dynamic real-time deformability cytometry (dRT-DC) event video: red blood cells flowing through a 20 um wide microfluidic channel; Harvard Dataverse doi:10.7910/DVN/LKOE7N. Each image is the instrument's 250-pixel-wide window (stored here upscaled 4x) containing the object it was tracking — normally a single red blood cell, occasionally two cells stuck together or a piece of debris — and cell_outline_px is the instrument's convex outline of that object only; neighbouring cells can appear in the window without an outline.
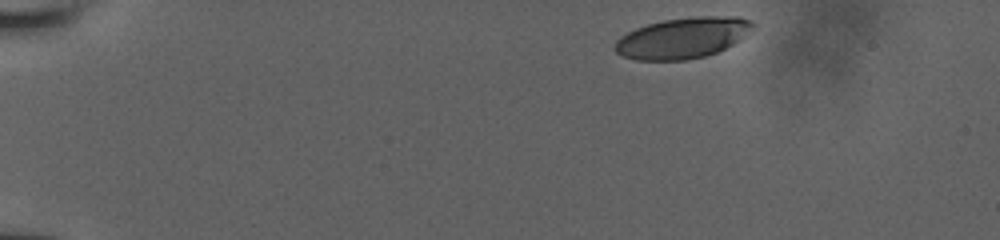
{"species": "human", "species_latin": "Homo sapiens", "temperature_condition": "room temperature", "stored_images_in_passage": 13, "camera_frame_rate_fps": 3000, "um_per_image_px": 0.085, "donor": {"sex": "male"}, "frame": {"image": 1, "passage_image": 1, "time_ms": 0.0, "image_size_px": [1000, 240], "cell_outline_px": [[756, 24], [740, 40], [716, 52], [704, 56], [684, 60], [636, 60], [624, 56], [616, 52], [612, 48], [616, 40], [620, 36], [636, 28], [648, 24], [664, 20], [696, 16], [740, 16], [752, 20]], "centroid_in_image_um": [58.02, 3.21], "position_along_channel_um": 27.0, "area_um2": 32.83}}
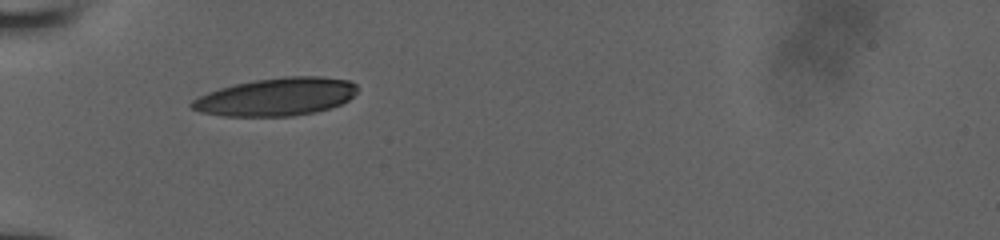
{"frame": {"image": 2, "passage_image": 12, "time_ms": 3.333, "image_size_px": [1000, 240], "cell_outline_px": [[356, 92], [348, 100], [340, 104], [328, 108], [312, 112], [292, 116], [224, 116], [200, 112], [192, 108], [188, 104], [192, 100], [208, 92], [220, 88], [236, 84], [256, 80], [284, 76], [320, 76], [348, 80], [356, 84]], "centroid_in_image_um": [23.46, 8.23], "position_along_channel_um": 61.5, "area_um2": 36.3}}